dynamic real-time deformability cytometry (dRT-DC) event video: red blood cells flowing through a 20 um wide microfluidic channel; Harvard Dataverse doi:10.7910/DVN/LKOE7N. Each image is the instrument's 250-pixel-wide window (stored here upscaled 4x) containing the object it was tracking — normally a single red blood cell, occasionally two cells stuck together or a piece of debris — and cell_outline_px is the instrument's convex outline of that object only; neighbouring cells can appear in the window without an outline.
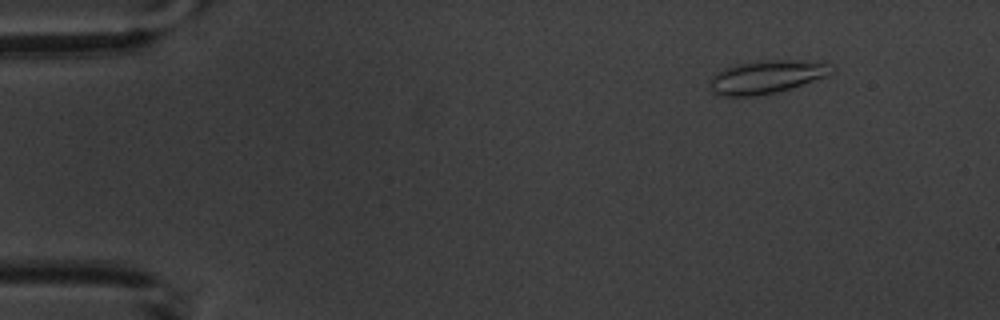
{"species": "common noctule bat (a hibernating species)", "species_latin": "Nyctalus noctula", "temperature_condition": "warm", "stored_images_in_passage": 4, "camera_frame_rate_fps": 3000, "um_per_image_px": 0.085, "animal": {"sex": "male", "body_mass_g": 20.1, "forearm_length_mm": 53.5}, "frame": {"image": 1, "passage_image": 2, "time_ms": 1.333, "image_size_px": [1000, 320], "cell_outline_px": [[832, 72], [828, 76], [792, 88], [776, 92], [752, 96], [720, 96], [712, 92], [712, 76], [716, 72], [724, 68], [756, 60], [824, 60]], "centroid_in_image_um": [65.2, 6.52], "position_along_channel_um": 19.8, "area_um2": 23.52}}